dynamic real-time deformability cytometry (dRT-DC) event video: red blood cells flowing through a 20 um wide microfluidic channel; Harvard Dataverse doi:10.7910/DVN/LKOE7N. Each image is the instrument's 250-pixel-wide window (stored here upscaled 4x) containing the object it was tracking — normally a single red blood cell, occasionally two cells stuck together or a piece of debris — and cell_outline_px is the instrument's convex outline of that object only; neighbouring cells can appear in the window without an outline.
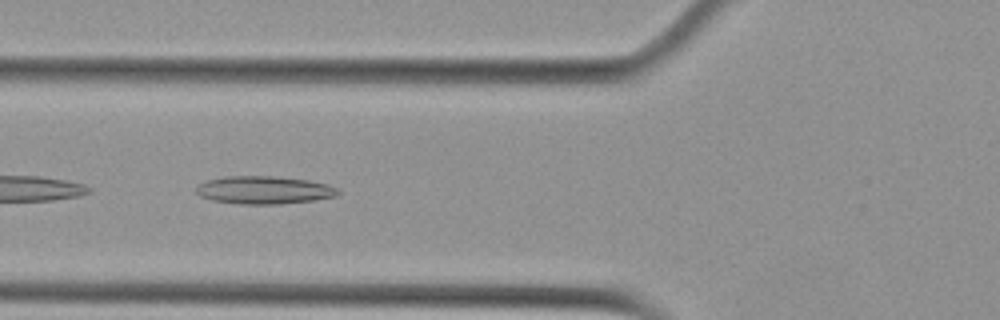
{"species": "Egyptian fruit bat (a non-hibernating species)", "species_latin": "Rousettus aegyptiacus", "temperature_condition": "cold", "stored_images_in_passage": 10, "camera_frame_rate_fps": 3000, "um_per_image_px": 0.085, "animal": {"sex": "female"}, "frame": {"image": 1, "passage_image": 6, "time_ms": 1.667, "image_size_px": [1000, 320], "cell_outline_px": [[340, 192], [336, 196], [312, 200], [280, 204], [240, 204], [212, 200], [200, 196], [196, 192], [196, 184], [208, 180], [224, 176], [276, 176], [308, 180], [328, 184], [336, 188]], "centroid_in_image_um": [22.41, 16.15], "position_along_channel_um": 103.4, "area_um2": 23.06}}